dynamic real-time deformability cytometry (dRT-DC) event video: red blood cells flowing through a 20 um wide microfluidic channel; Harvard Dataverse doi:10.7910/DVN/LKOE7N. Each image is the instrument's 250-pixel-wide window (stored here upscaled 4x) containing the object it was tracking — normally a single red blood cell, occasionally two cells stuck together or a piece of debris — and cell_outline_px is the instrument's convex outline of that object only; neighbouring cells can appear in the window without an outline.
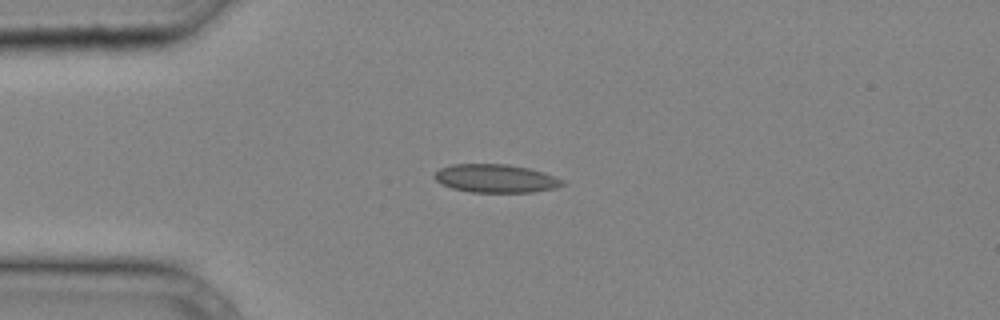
{"species": "common noctule bat (a hibernating species)", "species_latin": "Nyctalus noctula", "temperature_condition": "cold", "stored_images_in_passage": 29, "camera_frame_rate_fps": 3000, "um_per_image_px": 0.085, "animal": {"sex": "male", "body_mass_g": 20.4}, "frame": {"image": 1, "passage_image": 1, "time_ms": 0.0, "image_size_px": [1000, 320], "cell_outline_px": [[564, 184], [556, 188], [532, 192], [472, 192], [452, 188], [440, 184], [432, 176], [440, 168], [452, 164], [508, 164], [528, 168], [564, 180]], "centroid_in_image_um": [42.09, 15.17], "position_along_channel_um": 42.9, "area_um2": 20.98}}
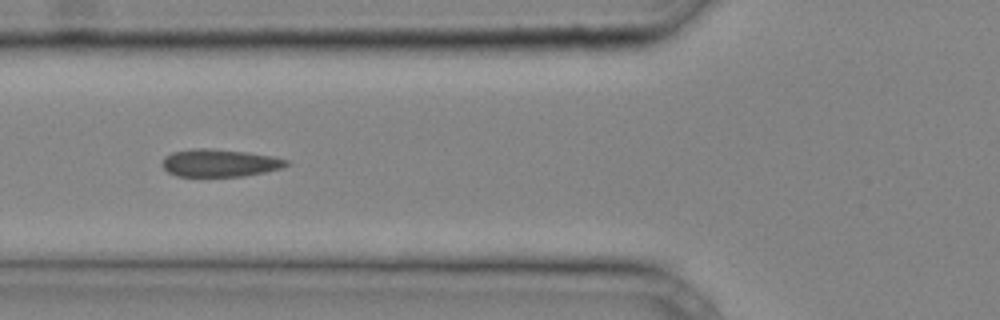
{"frame": {"image": 2, "passage_image": 6, "time_ms": 1.667, "image_size_px": [1000, 320], "cell_outline_px": [[292, 164], [280, 168], [264, 172], [244, 176], [176, 176], [168, 172], [164, 168], [164, 156], [172, 152], [192, 148], [208, 148], [248, 152], [272, 156], [288, 160]], "centroid_in_image_um": [18.69, 13.84], "position_along_channel_um": 107.1, "area_um2": 19.94}}
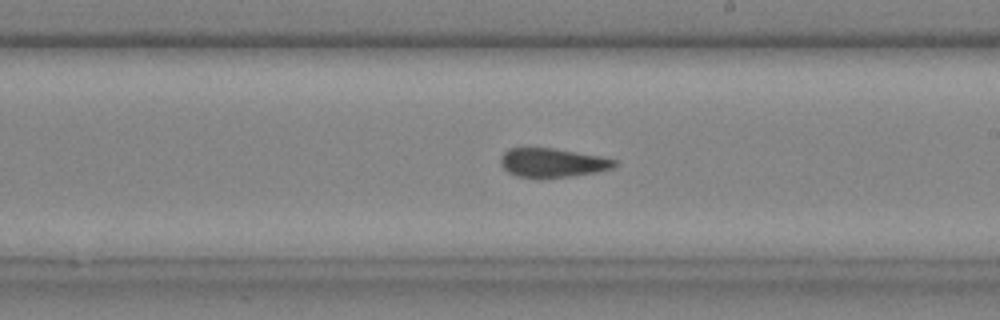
{"frame": {"image": 3, "passage_image": 14, "time_ms": 4.333, "image_size_px": [1000, 320], "cell_outline_px": [[620, 164], [612, 168], [596, 172], [540, 180], [516, 176], [508, 172], [500, 164], [500, 156], [508, 148], [552, 148], [600, 156], [620, 160]], "centroid_in_image_um": [46.95, 13.85], "position_along_channel_um": 242.0, "area_um2": 19.71}}